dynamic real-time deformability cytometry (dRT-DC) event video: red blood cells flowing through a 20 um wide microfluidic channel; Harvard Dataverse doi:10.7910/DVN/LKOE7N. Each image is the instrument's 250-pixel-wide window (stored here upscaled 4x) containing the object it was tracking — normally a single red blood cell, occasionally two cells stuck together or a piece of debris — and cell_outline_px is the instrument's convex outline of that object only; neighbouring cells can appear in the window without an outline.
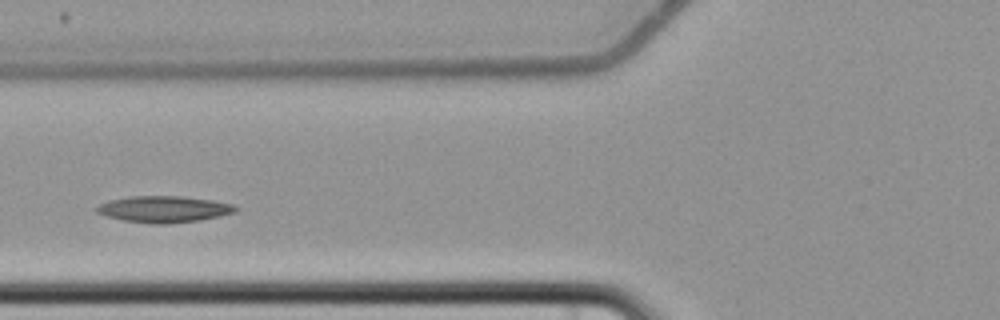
{"species": "common noctule bat (a hibernating species)", "species_latin": "Nyctalus noctula", "temperature_condition": "cold", "stored_images_in_passage": 7, "camera_frame_rate_fps": 3000, "um_per_image_px": 0.085, "animal": {"sex": "female", "body_mass_g": 22.7, "forearm_length_mm": 54.2}, "frame": {"image": 1, "passage_image": 3, "time_ms": 3.333, "image_size_px": [1000, 320], "cell_outline_px": [[240, 208], [236, 212], [220, 216], [200, 220], [168, 224], [156, 224], [124, 220], [104, 216], [96, 212], [92, 208], [108, 200], [128, 196], [184, 196], [212, 200], [232, 204]], "centroid_in_image_um": [13.91, 17.77], "position_along_channel_um": 111.9, "area_um2": 21.68}}
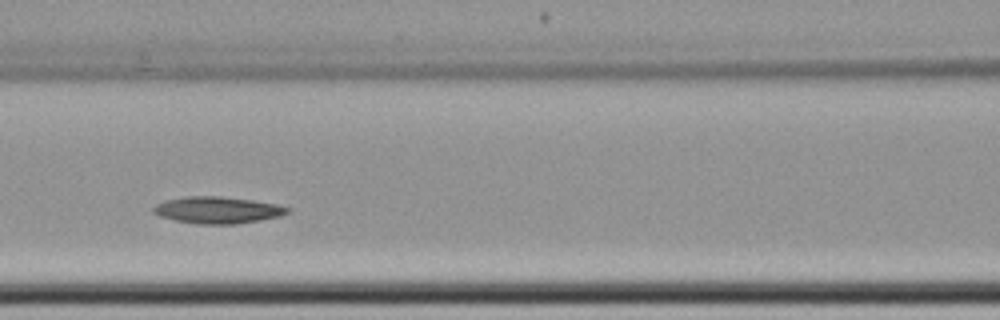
{"frame": {"image": 2, "passage_image": 4, "time_ms": 4.333, "image_size_px": [1000, 320], "cell_outline_px": [[288, 212], [280, 216], [260, 220], [236, 224], [196, 224], [176, 220], [160, 216], [152, 212], [152, 208], [156, 204], [168, 200], [184, 196], [220, 196], [252, 200], [276, 204], [288, 208]], "centroid_in_image_um": [18.46, 17.85], "position_along_channel_um": 148.1, "area_um2": 20.75}}
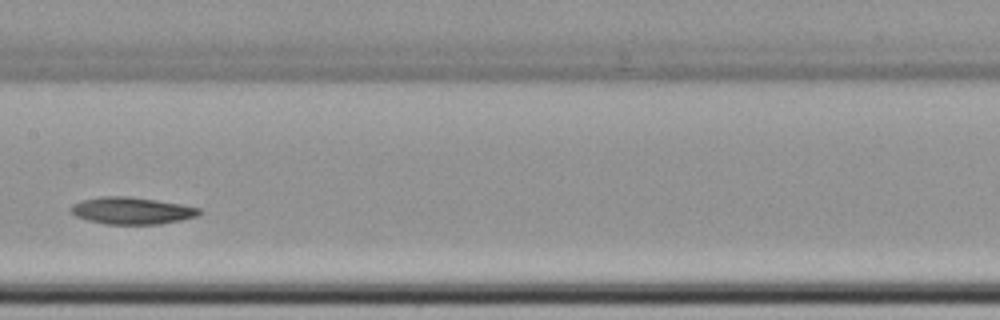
{"frame": {"image": 3, "passage_image": 5, "time_ms": 5.667, "image_size_px": [1000, 320], "cell_outline_px": [[200, 212], [196, 216], [180, 220], [160, 224], [104, 224], [88, 220], [76, 216], [68, 208], [72, 204], [80, 200], [100, 196], [128, 196], [156, 200], [180, 204], [200, 208]], "centroid_in_image_um": [11.14, 17.9], "position_along_channel_um": 196.3, "area_um2": 20.17}}